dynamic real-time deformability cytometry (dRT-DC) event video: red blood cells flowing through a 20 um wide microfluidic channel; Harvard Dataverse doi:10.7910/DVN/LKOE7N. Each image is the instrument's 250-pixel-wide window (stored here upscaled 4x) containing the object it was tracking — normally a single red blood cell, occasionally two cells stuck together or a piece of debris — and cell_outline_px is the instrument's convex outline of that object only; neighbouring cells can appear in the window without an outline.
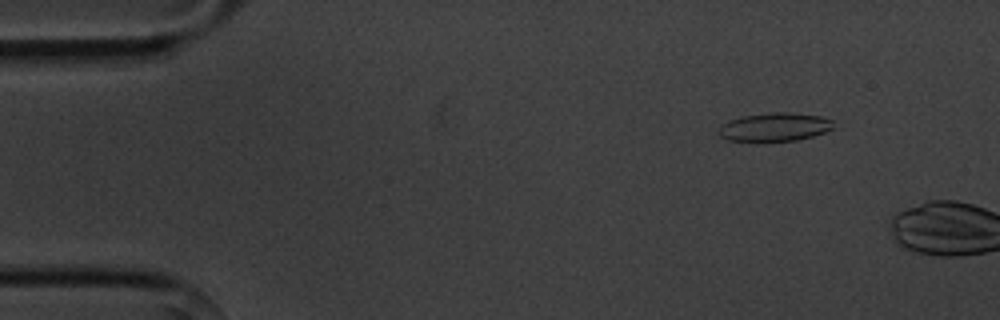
{"species": "common noctule bat (a hibernating species)", "species_latin": "Nyctalus noctula", "temperature_condition": "cold", "stored_images_in_passage": 3, "camera_frame_rate_fps": 3000, "um_per_image_px": 0.085, "animal": {"sex": "male", "body_mass_g": 20.1, "forearm_length_mm": 53.5}, "frame": {"image": 1, "passage_image": 2, "time_ms": 1.0, "image_size_px": [1000, 320], "cell_outline_px": [[832, 128], [824, 132], [812, 136], [796, 140], [768, 144], [756, 144], [728, 140], [720, 136], [720, 124], [728, 120], [744, 116], [772, 112], [788, 112], [820, 116], [832, 120]], "centroid_in_image_um": [65.77, 10.85], "position_along_channel_um": 19.2, "area_um2": 19.71}}